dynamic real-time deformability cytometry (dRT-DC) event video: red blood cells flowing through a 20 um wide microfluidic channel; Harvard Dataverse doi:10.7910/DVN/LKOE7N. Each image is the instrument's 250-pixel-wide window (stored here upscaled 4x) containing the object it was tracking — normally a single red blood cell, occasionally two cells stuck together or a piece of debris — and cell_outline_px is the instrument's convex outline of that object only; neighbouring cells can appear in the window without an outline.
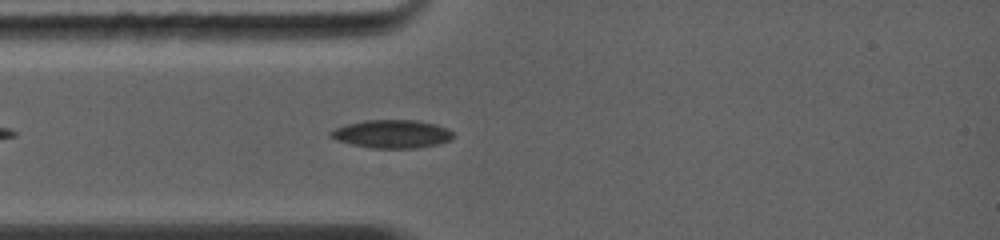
{"species": "common noctule bat (a hibernating species)", "species_latin": "Nyctalus noctula", "temperature_condition": "warm", "stored_images_in_passage": 29, "camera_frame_rate_fps": 5000, "um_per_image_px": 0.085, "animal": {"sex": "female", "body_mass_g": 19.0, "forearm_length_mm": 56.7}, "frame": {"image": 1, "passage_image": 4, "time_ms": 1.2, "image_size_px": [1000, 240], "cell_outline_px": [[452, 140], [436, 144], [416, 148], [372, 148], [352, 144], [336, 140], [328, 136], [328, 132], [336, 128], [348, 124], [364, 120], [416, 120], [436, 124], [448, 128], [452, 132]], "centroid_in_image_um": [33.31, 11.38], "position_along_channel_um": 51.7, "area_um2": 20.11}}
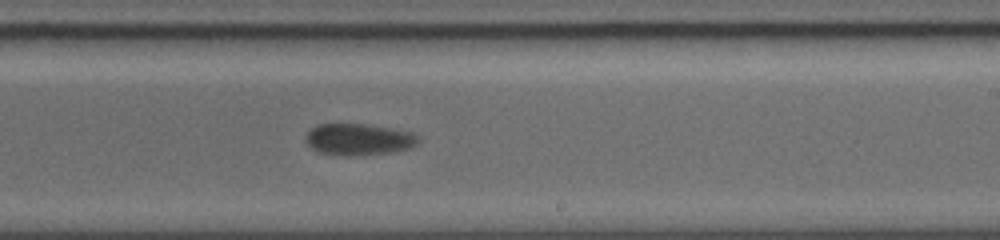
{"frame": {"image": 2, "passage_image": 16, "time_ms": 6.0, "image_size_px": [1000, 240], "cell_outline_px": [[416, 144], [408, 148], [396, 152], [344, 156], [320, 152], [312, 148], [308, 144], [308, 132], [316, 124], [368, 124], [392, 128], [412, 132], [416, 136]], "centroid_in_image_um": [30.49, 11.84], "position_along_channel_um": 258.5, "area_um2": 20.4}}
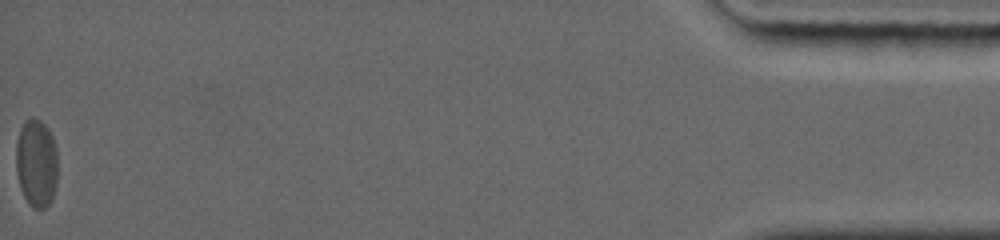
{"frame": {"image": 3, "passage_image": 29, "time_ms": 13.4, "image_size_px": [1000, 240], "cell_outline_px": [[56, 184], [52, 200], [44, 208], [36, 208], [28, 204], [24, 196], [16, 172], [16, 144], [20, 128], [24, 120], [32, 116], [40, 120], [48, 128], [52, 136], [56, 148]], "centroid_in_image_um": [3.08, 13.83], "position_along_channel_um": 432.1, "area_um2": 21.44}, "authors_computed_cell_mechanics": {"area_um2": 21.097, "velocity_mm_per_s": 4.3091, "shape_relaxation_time_tau1_ms": 4.9386, "shape_relaxation_time_tau2_ms": 1.7334, "deformation_change_tau1": 0.0861, "deformation_change_tau2": 0.045}}